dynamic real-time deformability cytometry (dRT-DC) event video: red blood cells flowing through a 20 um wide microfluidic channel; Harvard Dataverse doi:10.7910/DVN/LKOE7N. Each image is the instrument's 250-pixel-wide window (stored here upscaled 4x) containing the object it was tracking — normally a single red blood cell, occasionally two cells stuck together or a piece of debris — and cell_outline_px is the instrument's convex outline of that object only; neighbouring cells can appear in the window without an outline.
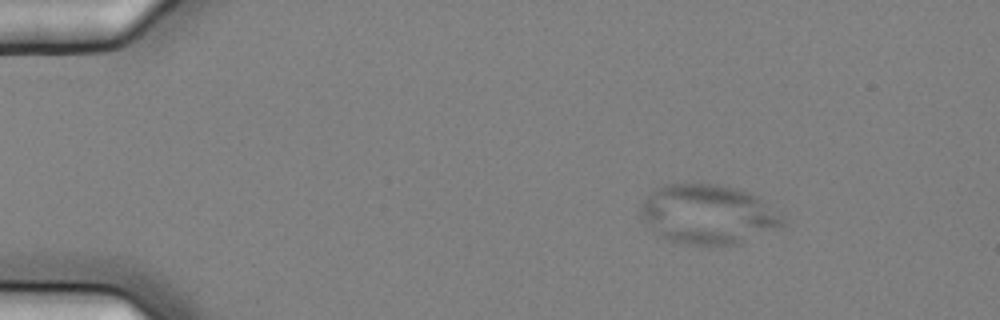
{"species": "common noctule bat (a hibernating species)", "species_latin": "Nyctalus noctula", "temperature_condition": "cold", "stored_images_in_passage": 5, "camera_frame_rate_fps": 3000, "um_per_image_px": 0.085, "animal": {"sex": "female", "body_mass_g": 25.1}, "frame": {"image": 1, "passage_image": 2, "time_ms": 0.333, "image_size_px": [1000, 320], "cell_outline_px": [[784, 224], [780, 228], [740, 244], [688, 244], [668, 240], [660, 236], [652, 228], [640, 212], [640, 204], [656, 188], [664, 184], [716, 184], [736, 188], [748, 192], [756, 196], [780, 216], [784, 220]], "centroid_in_image_um": [60.18, 18.22], "position_along_channel_um": 24.8, "area_um2": 48.49}}